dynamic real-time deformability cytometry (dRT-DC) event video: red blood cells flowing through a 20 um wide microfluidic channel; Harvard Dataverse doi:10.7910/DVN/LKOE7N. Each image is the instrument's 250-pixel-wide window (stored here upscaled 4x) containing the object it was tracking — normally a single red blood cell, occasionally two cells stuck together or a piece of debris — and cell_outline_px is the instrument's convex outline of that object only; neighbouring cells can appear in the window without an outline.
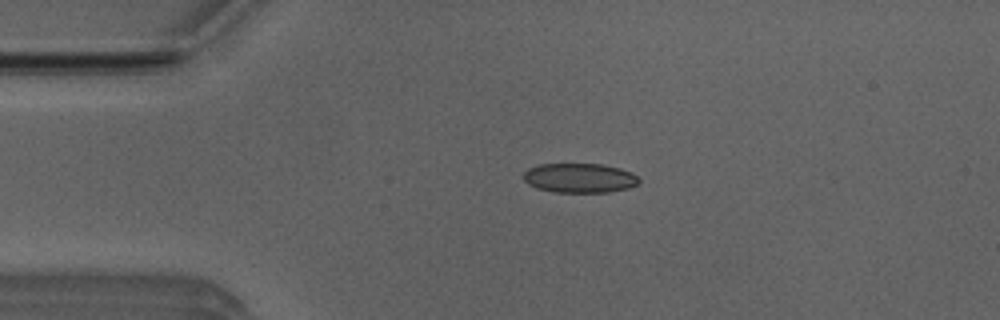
{"species": "Egyptian fruit bat (a non-hibernating species)", "species_latin": "Rousettus aegyptiacus", "temperature_condition": "room temperature", "stored_images_in_passage": 5, "camera_frame_rate_fps": 3000, "um_per_image_px": 0.085, "animal": {"sex": "male"}, "frame": {"image": 1, "passage_image": 4, "time_ms": 1.0, "image_size_px": [1000, 320], "cell_outline_px": [[640, 184], [628, 188], [608, 192], [552, 192], [536, 188], [528, 184], [524, 180], [524, 172], [528, 168], [540, 164], [604, 164], [620, 168], [632, 172], [640, 180]], "centroid_in_image_um": [49.28, 15.13], "position_along_channel_um": 35.7, "area_um2": 20.0}}